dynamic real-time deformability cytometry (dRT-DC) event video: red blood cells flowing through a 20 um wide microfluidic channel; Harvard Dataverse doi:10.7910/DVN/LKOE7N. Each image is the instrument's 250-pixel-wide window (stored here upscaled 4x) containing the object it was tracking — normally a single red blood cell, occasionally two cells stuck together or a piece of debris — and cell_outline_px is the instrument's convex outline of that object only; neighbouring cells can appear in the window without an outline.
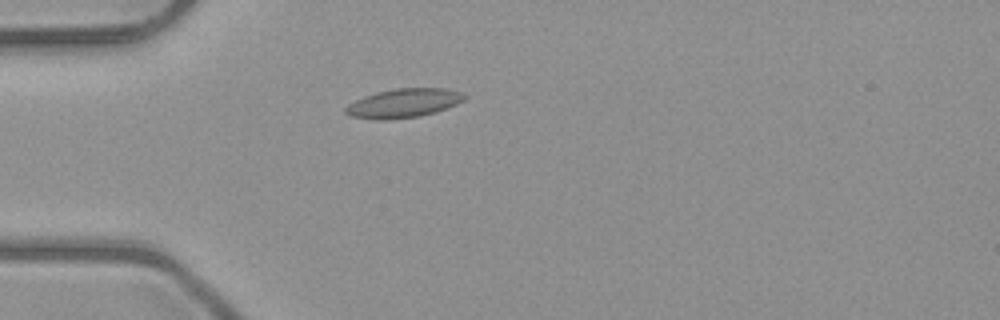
{"species": "common noctule bat (a hibernating species)", "species_latin": "Nyctalus noctula", "temperature_condition": "room temperature", "stored_images_in_passage": 38, "camera_frame_rate_fps": 3000, "um_per_image_px": 0.085, "animal": {"sex": "male", "body_mass_g": 23.1, "forearm_length_mm": 52.7}, "frame": {"image": 1, "passage_image": 1, "time_ms": 0.0, "image_size_px": [1000, 320], "cell_outline_px": [[468, 96], [464, 100], [456, 104], [420, 116], [384, 120], [380, 120], [352, 116], [344, 112], [344, 108], [348, 104], [364, 96], [376, 92], [396, 88], [448, 88], [460, 92]], "centroid_in_image_um": [34.29, 8.75], "position_along_channel_um": 50.7, "area_um2": 19.88}}
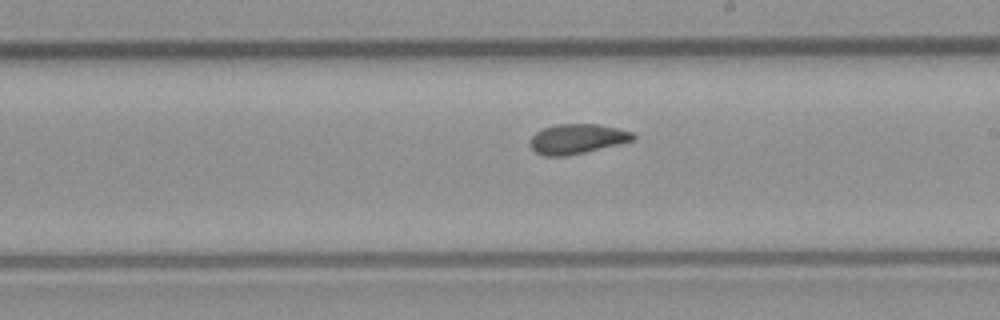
{"frame": {"image": 2, "passage_image": 16, "time_ms": 5.0, "image_size_px": [1000, 320], "cell_outline_px": [[636, 136], [632, 140], [568, 156], [544, 156], [536, 152], [532, 148], [532, 136], [536, 132], [544, 128], [556, 124], [600, 124], [632, 132]], "centroid_in_image_um": [49.04, 11.8], "position_along_channel_um": 240.0, "area_um2": 17.51}}
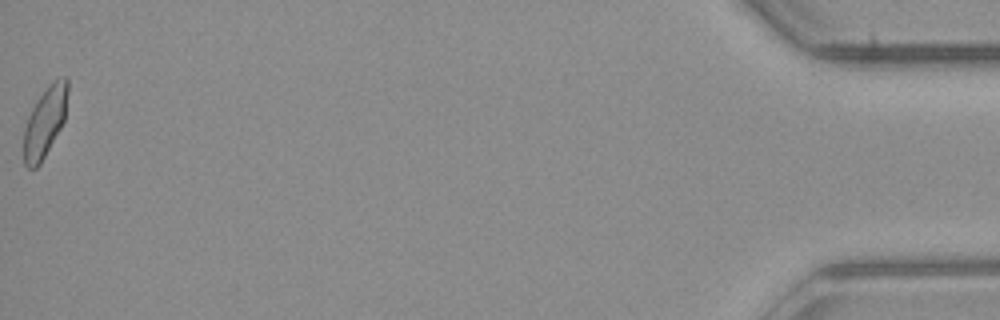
{"frame": {"image": 3, "passage_image": 38, "time_ms": 12.333, "image_size_px": [1000, 320], "cell_outline_px": [[68, 92], [64, 120], [60, 128], [40, 164], [36, 168], [28, 168], [24, 164], [24, 128], [28, 116], [36, 100], [52, 80], [64, 76], [68, 80]], "centroid_in_image_um": [3.82, 10.33], "position_along_channel_um": 431.4, "area_um2": 17.86}, "authors_computed_cell_mechanics": {"area_um2": 17.7735, "velocity_mm_per_s": 4.0175, "shape_relaxation_time_tau1_ms": 5.4645, "shape_relaxation_time_tau2_ms": 2.4654, "deformation_change_tau1": 0.1044, "deformation_change_tau2": 0.0666}}